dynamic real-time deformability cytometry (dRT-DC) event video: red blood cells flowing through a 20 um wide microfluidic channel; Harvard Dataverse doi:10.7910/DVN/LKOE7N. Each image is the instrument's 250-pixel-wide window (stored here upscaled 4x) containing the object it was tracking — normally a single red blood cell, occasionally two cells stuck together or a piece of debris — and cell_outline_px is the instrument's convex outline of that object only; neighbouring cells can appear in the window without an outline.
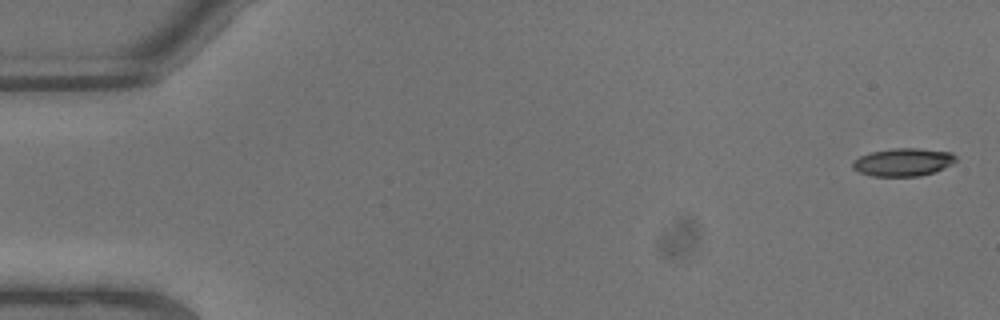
{"species": "common noctule bat (a hibernating species)", "species_latin": "Nyctalus noctula", "temperature_condition": "warm", "stored_images_in_passage": 8, "camera_frame_rate_fps": 3000, "um_per_image_px": 0.085, "animal": {"sex": "male", "body_mass_g": 13.3}, "frame": {"image": 1, "passage_image": 1, "time_ms": 0.0, "image_size_px": [1000, 320], "cell_outline_px": [[956, 160], [952, 164], [936, 172], [920, 176], [872, 176], [860, 172], [852, 168], [852, 160], [860, 156], [872, 152], [892, 148], [916, 148], [952, 152], [956, 156]], "centroid_in_image_um": [76.77, 13.78], "position_along_channel_um": 8.2, "area_um2": 16.88}}
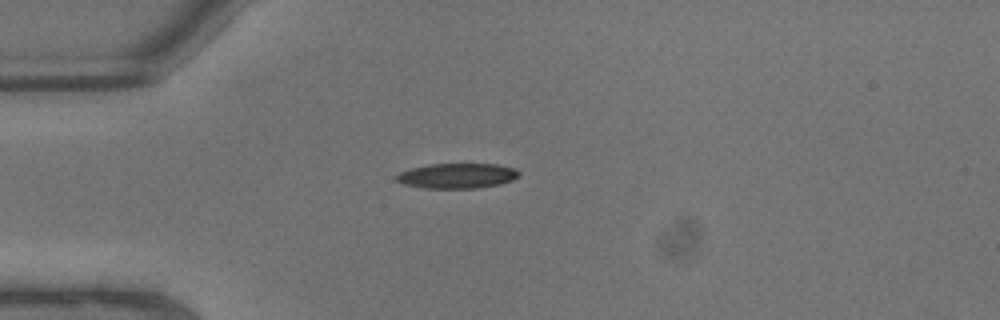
{"frame": {"image": 2, "passage_image": 6, "time_ms": 1.667, "image_size_px": [1000, 320], "cell_outline_px": [[520, 176], [512, 180], [500, 184], [480, 188], [424, 188], [404, 184], [396, 180], [396, 176], [400, 172], [408, 168], [428, 164], [496, 164], [516, 168], [520, 172]], "centroid_in_image_um": [38.87, 14.94], "position_along_channel_um": 46.1, "area_um2": 18.09}}
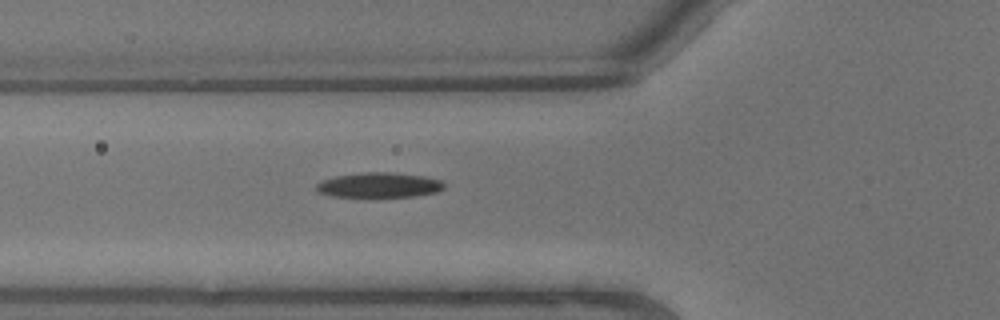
{"frame": {"image": 3, "passage_image": 8, "time_ms": 2.333, "image_size_px": [1000, 320], "cell_outline_px": [[444, 188], [436, 192], [412, 196], [332, 196], [316, 192], [316, 184], [320, 180], [336, 176], [364, 172], [392, 172], [424, 176], [444, 180]], "centroid_in_image_um": [32.21, 15.71], "position_along_channel_um": 93.6, "area_um2": 18.55}}